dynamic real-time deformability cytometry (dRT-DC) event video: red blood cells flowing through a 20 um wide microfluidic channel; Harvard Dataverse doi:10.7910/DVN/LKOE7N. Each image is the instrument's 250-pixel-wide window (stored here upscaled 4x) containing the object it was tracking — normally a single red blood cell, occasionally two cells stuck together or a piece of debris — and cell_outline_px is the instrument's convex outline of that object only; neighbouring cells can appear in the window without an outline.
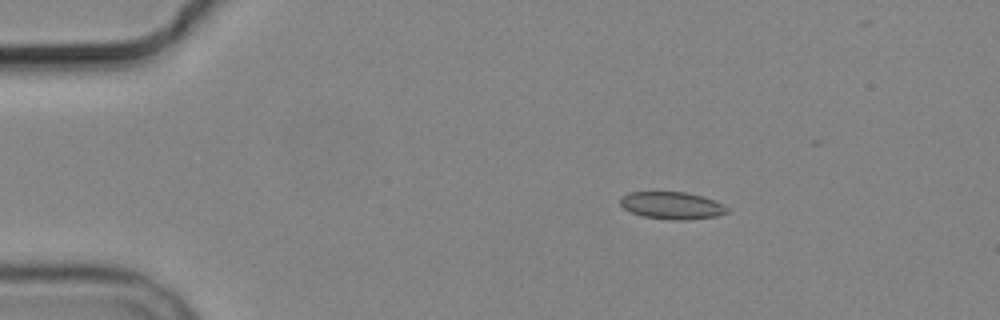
{"species": "common noctule bat (a hibernating species)", "species_latin": "Nyctalus noctula", "temperature_condition": "cold", "stored_images_in_passage": 5, "camera_frame_rate_fps": 3000, "um_per_image_px": 0.085, "animal": {"sex": "male", "body_mass_g": 19.2, "forearm_length_mm": 51.8}, "frame": {"image": 1, "passage_image": 2, "time_ms": 1.333, "image_size_px": [1000, 320], "cell_outline_px": [[728, 212], [716, 216], [684, 220], [668, 220], [644, 216], [632, 212], [624, 208], [620, 204], [620, 196], [628, 192], [684, 192], [704, 196], [716, 200], [724, 204], [728, 208]], "centroid_in_image_um": [57.13, 17.46], "position_along_channel_um": 27.9, "area_um2": 17.11}}